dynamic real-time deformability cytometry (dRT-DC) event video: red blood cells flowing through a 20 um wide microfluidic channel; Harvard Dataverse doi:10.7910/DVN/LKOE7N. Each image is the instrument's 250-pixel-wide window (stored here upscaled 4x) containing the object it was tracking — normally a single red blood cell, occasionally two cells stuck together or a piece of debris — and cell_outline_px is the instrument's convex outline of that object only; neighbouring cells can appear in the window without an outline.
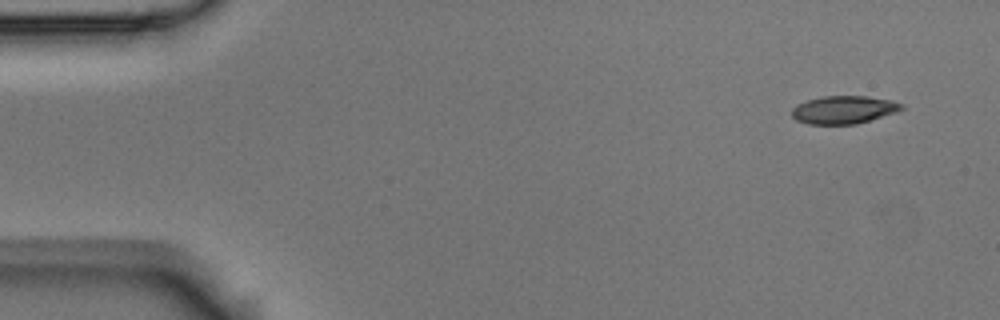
{"species": "Egyptian fruit bat (a non-hibernating species)", "species_latin": "Rousettus aegyptiacus", "temperature_condition": "room temperature", "stored_images_in_passage": 8, "camera_frame_rate_fps": 3000, "um_per_image_px": 0.085, "animal": {"sex": "male"}, "frame": {"image": 1, "passage_image": 1, "time_ms": 0.0, "image_size_px": [1000, 320], "cell_outline_px": [[904, 108], [896, 112], [856, 124], [808, 124], [796, 120], [792, 116], [792, 108], [796, 104], [808, 100], [824, 96], [868, 96], [888, 100], [904, 104]], "centroid_in_image_um": [71.7, 9.33], "position_along_channel_um": 13.3, "area_um2": 17.74}}
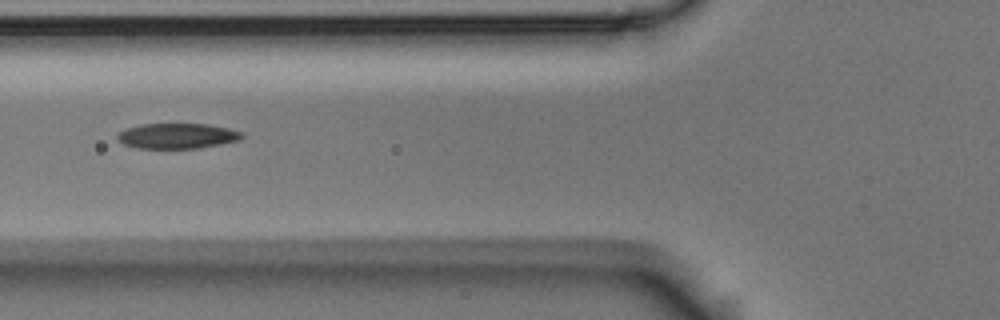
{"frame": {"image": 2, "passage_image": 6, "time_ms": 1.667, "image_size_px": [1000, 320], "cell_outline_px": [[244, 136], [240, 140], [200, 148], [136, 148], [124, 144], [116, 140], [116, 136], [124, 128], [140, 124], [208, 124], [228, 128], [244, 132]], "centroid_in_image_um": [15.05, 11.55], "position_along_channel_um": 110.7, "area_um2": 18.55}}
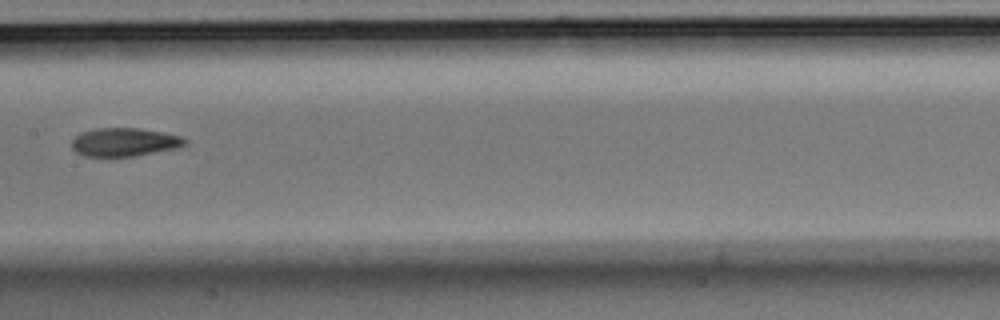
{"frame": {"image": 3, "passage_image": 8, "time_ms": 2.333, "image_size_px": [1000, 320], "cell_outline_px": [[188, 144], [176, 148], [132, 156], [84, 156], [76, 152], [72, 148], [72, 140], [80, 132], [96, 128], [140, 128], [180, 136], [188, 140]], "centroid_in_image_um": [10.56, 12.07], "position_along_channel_um": 196.8, "area_um2": 18.61}}